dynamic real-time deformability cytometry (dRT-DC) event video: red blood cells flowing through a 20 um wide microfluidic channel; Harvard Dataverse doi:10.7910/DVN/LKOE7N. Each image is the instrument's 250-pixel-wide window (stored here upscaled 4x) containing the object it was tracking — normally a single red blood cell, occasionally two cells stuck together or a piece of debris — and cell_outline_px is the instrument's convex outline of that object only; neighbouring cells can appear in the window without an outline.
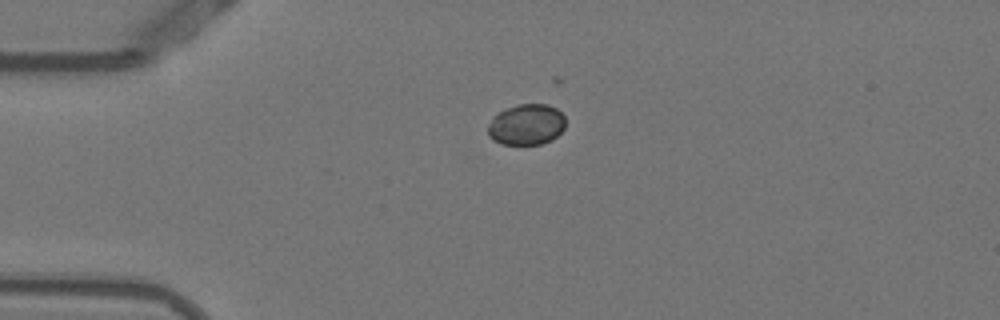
{"species": "Egyptian fruit bat (a non-hibernating species)", "species_latin": "Rousettus aegyptiacus", "temperature_condition": "warm", "stored_images_in_passage": 12, "camera_frame_rate_fps": 3000, "um_per_image_px": 0.085, "animal": {"sex": "female"}, "frame": {"image": 1, "passage_image": 1, "time_ms": 0.0, "image_size_px": [1000, 320], "cell_outline_px": [[564, 128], [552, 140], [540, 144], [500, 144], [492, 140], [488, 136], [488, 124], [492, 116], [516, 104], [548, 104], [556, 108], [564, 116]], "centroid_in_image_um": [44.72, 10.59], "position_along_channel_um": 40.3, "area_um2": 18.55}}
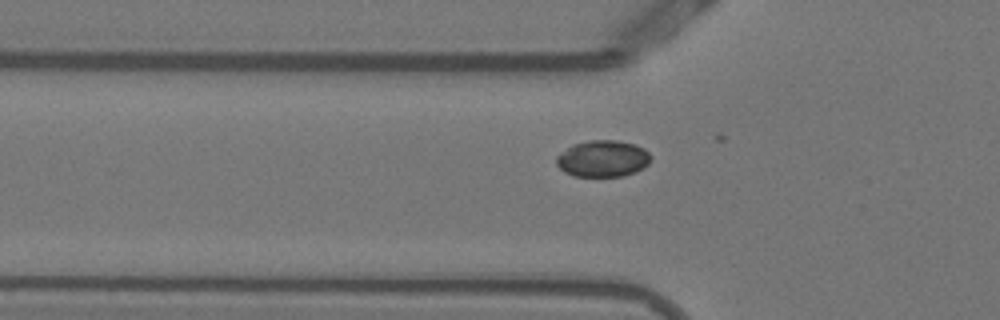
{"frame": {"image": 2, "passage_image": 6, "time_ms": 1.667, "image_size_px": [1000, 320], "cell_outline_px": [[652, 156], [648, 164], [636, 172], [624, 176], [572, 176], [564, 172], [556, 164], [556, 156], [560, 152], [572, 144], [592, 140], [616, 140], [636, 144], [644, 148]], "centroid_in_image_um": [51.23, 13.48], "position_along_channel_um": 74.6, "area_um2": 20.35}}
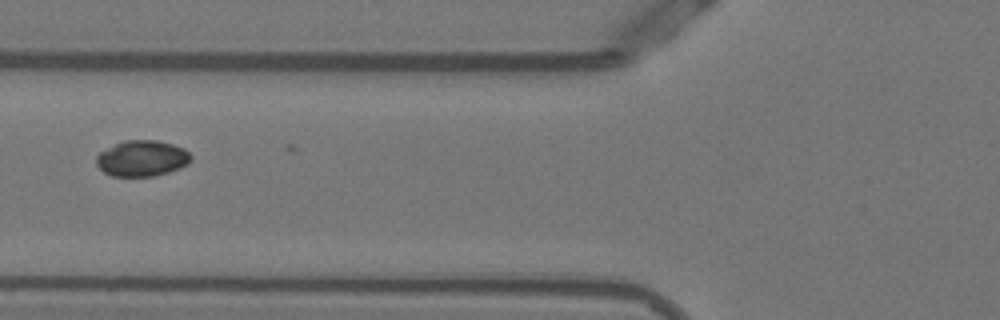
{"frame": {"image": 3, "passage_image": 9, "time_ms": 2.667, "image_size_px": [1000, 320], "cell_outline_px": [[192, 160], [188, 164], [180, 168], [168, 172], [152, 176], [112, 176], [104, 172], [96, 164], [96, 156], [100, 152], [124, 140], [156, 140], [172, 144], [184, 148], [192, 156]], "centroid_in_image_um": [12.09, 13.46], "position_along_channel_um": 113.7, "area_um2": 19.77}}